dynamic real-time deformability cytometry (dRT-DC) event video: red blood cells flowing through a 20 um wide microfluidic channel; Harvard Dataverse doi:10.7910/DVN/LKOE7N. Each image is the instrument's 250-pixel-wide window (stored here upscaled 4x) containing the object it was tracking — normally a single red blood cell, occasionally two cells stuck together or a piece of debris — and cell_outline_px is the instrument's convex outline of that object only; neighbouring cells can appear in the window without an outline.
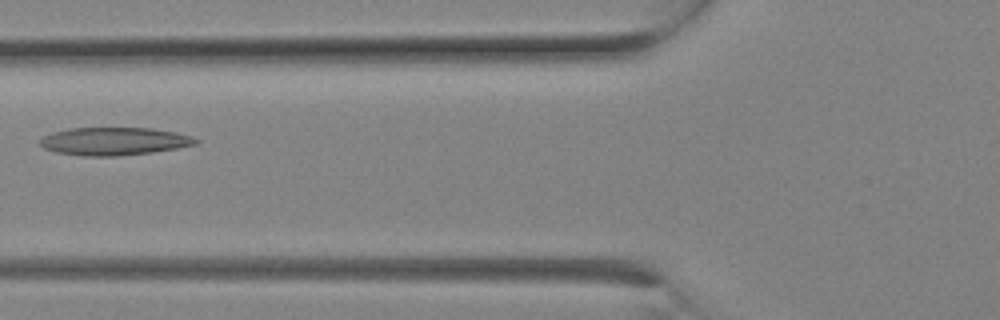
{"species": "Egyptian fruit bat (a non-hibernating species)", "species_latin": "Rousettus aegyptiacus", "temperature_condition": "room temperature", "stored_images_in_passage": 3, "camera_frame_rate_fps": 3000, "um_per_image_px": 0.085, "animal": {"sex": "female"}, "frame": {"image": 1, "passage_image": 3, "time_ms": 0.667, "image_size_px": [1000, 320], "cell_outline_px": [[200, 144], [152, 152], [116, 156], [84, 156], [56, 152], [44, 148], [40, 144], [40, 140], [44, 136], [52, 132], [68, 128], [152, 128], [176, 132], [192, 136], [200, 140]], "centroid_in_image_um": [9.73, 12.0], "position_along_channel_um": 116.1, "area_um2": 25.37}}